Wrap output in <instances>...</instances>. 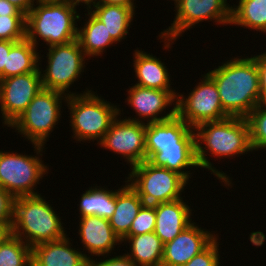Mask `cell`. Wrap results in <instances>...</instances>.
I'll return each mask as SVG.
<instances>
[{"mask_svg": "<svg viewBox=\"0 0 266 266\" xmlns=\"http://www.w3.org/2000/svg\"><path fill=\"white\" fill-rule=\"evenodd\" d=\"M218 88L223 110L230 117L246 118L261 103L255 60L234 58L207 73Z\"/></svg>", "mask_w": 266, "mask_h": 266, "instance_id": "obj_1", "label": "cell"}, {"mask_svg": "<svg viewBox=\"0 0 266 266\" xmlns=\"http://www.w3.org/2000/svg\"><path fill=\"white\" fill-rule=\"evenodd\" d=\"M194 131H197V134L195 133V142L198 166L211 170L214 175L230 186L231 182L227 175L214 169L211 162L207 160L205 156L206 147L213 156H218V158L252 151L250 128L247 119L228 117L221 121L204 122L196 126ZM202 142L206 146L202 147Z\"/></svg>", "mask_w": 266, "mask_h": 266, "instance_id": "obj_2", "label": "cell"}, {"mask_svg": "<svg viewBox=\"0 0 266 266\" xmlns=\"http://www.w3.org/2000/svg\"><path fill=\"white\" fill-rule=\"evenodd\" d=\"M52 208L39 194L15 197L12 235L26 240L31 248L64 238L66 234L61 219Z\"/></svg>", "mask_w": 266, "mask_h": 266, "instance_id": "obj_3", "label": "cell"}, {"mask_svg": "<svg viewBox=\"0 0 266 266\" xmlns=\"http://www.w3.org/2000/svg\"><path fill=\"white\" fill-rule=\"evenodd\" d=\"M37 3L38 6L26 14V38L35 47L37 36L49 47L77 39L75 20L81 17L76 13L75 5L63 0H37Z\"/></svg>", "mask_w": 266, "mask_h": 266, "instance_id": "obj_4", "label": "cell"}, {"mask_svg": "<svg viewBox=\"0 0 266 266\" xmlns=\"http://www.w3.org/2000/svg\"><path fill=\"white\" fill-rule=\"evenodd\" d=\"M71 113V127L78 141L102 140L112 122L120 115V109L95 96L91 91L66 98ZM107 102V103H106Z\"/></svg>", "mask_w": 266, "mask_h": 266, "instance_id": "obj_5", "label": "cell"}, {"mask_svg": "<svg viewBox=\"0 0 266 266\" xmlns=\"http://www.w3.org/2000/svg\"><path fill=\"white\" fill-rule=\"evenodd\" d=\"M68 95L42 88L9 127L16 128L35 145L36 153H40L50 131L60 118V100L62 97L66 99Z\"/></svg>", "mask_w": 266, "mask_h": 266, "instance_id": "obj_6", "label": "cell"}, {"mask_svg": "<svg viewBox=\"0 0 266 266\" xmlns=\"http://www.w3.org/2000/svg\"><path fill=\"white\" fill-rule=\"evenodd\" d=\"M128 181L145 204L156 205L181 199L187 180L179 173L155 166L148 160L132 167ZM136 178V179H135Z\"/></svg>", "mask_w": 266, "mask_h": 266, "instance_id": "obj_7", "label": "cell"}, {"mask_svg": "<svg viewBox=\"0 0 266 266\" xmlns=\"http://www.w3.org/2000/svg\"><path fill=\"white\" fill-rule=\"evenodd\" d=\"M203 77L188 98L178 95L176 101V115L193 129L204 122L230 117L222 108L215 81L208 74Z\"/></svg>", "mask_w": 266, "mask_h": 266, "instance_id": "obj_8", "label": "cell"}, {"mask_svg": "<svg viewBox=\"0 0 266 266\" xmlns=\"http://www.w3.org/2000/svg\"><path fill=\"white\" fill-rule=\"evenodd\" d=\"M48 65L41 74L42 87L66 94L69 86L79 77L84 68V51L78 39L66 44L50 46ZM84 61V62H83Z\"/></svg>", "mask_w": 266, "mask_h": 266, "instance_id": "obj_9", "label": "cell"}, {"mask_svg": "<svg viewBox=\"0 0 266 266\" xmlns=\"http://www.w3.org/2000/svg\"><path fill=\"white\" fill-rule=\"evenodd\" d=\"M45 172L39 157L0 151V187L14 198L37 195L34 186Z\"/></svg>", "mask_w": 266, "mask_h": 266, "instance_id": "obj_10", "label": "cell"}, {"mask_svg": "<svg viewBox=\"0 0 266 266\" xmlns=\"http://www.w3.org/2000/svg\"><path fill=\"white\" fill-rule=\"evenodd\" d=\"M227 0H175L176 18L169 29L161 32L168 42L175 40L186 29L203 20L213 19L220 24L231 23V7ZM228 5V6H227Z\"/></svg>", "mask_w": 266, "mask_h": 266, "instance_id": "obj_11", "label": "cell"}, {"mask_svg": "<svg viewBox=\"0 0 266 266\" xmlns=\"http://www.w3.org/2000/svg\"><path fill=\"white\" fill-rule=\"evenodd\" d=\"M145 139L146 124L141 120L116 118L99 145L123 155L133 167L146 160Z\"/></svg>", "mask_w": 266, "mask_h": 266, "instance_id": "obj_12", "label": "cell"}, {"mask_svg": "<svg viewBox=\"0 0 266 266\" xmlns=\"http://www.w3.org/2000/svg\"><path fill=\"white\" fill-rule=\"evenodd\" d=\"M41 71L0 80V103L4 123L10 126L42 89Z\"/></svg>", "mask_w": 266, "mask_h": 266, "instance_id": "obj_13", "label": "cell"}, {"mask_svg": "<svg viewBox=\"0 0 266 266\" xmlns=\"http://www.w3.org/2000/svg\"><path fill=\"white\" fill-rule=\"evenodd\" d=\"M191 223L164 244L161 266H182L203 251L216 237Z\"/></svg>", "mask_w": 266, "mask_h": 266, "instance_id": "obj_14", "label": "cell"}, {"mask_svg": "<svg viewBox=\"0 0 266 266\" xmlns=\"http://www.w3.org/2000/svg\"><path fill=\"white\" fill-rule=\"evenodd\" d=\"M128 95V104L138 113L139 118L149 120L152 117L147 124L166 121L176 116V104L165 116H156L177 100L178 94L172 90L151 89L135 85L129 89Z\"/></svg>", "mask_w": 266, "mask_h": 266, "instance_id": "obj_15", "label": "cell"}, {"mask_svg": "<svg viewBox=\"0 0 266 266\" xmlns=\"http://www.w3.org/2000/svg\"><path fill=\"white\" fill-rule=\"evenodd\" d=\"M148 161L155 166L175 171L188 181L190 173L181 170L186 167H199L196 160L195 133L191 130L177 146L159 147V152L154 153Z\"/></svg>", "mask_w": 266, "mask_h": 266, "instance_id": "obj_16", "label": "cell"}, {"mask_svg": "<svg viewBox=\"0 0 266 266\" xmlns=\"http://www.w3.org/2000/svg\"><path fill=\"white\" fill-rule=\"evenodd\" d=\"M183 199L154 205L156 212L155 234L163 244L172 241L192 222L191 210Z\"/></svg>", "mask_w": 266, "mask_h": 266, "instance_id": "obj_17", "label": "cell"}, {"mask_svg": "<svg viewBox=\"0 0 266 266\" xmlns=\"http://www.w3.org/2000/svg\"><path fill=\"white\" fill-rule=\"evenodd\" d=\"M69 238L38 244L32 248V266H87L88 257L69 247Z\"/></svg>", "mask_w": 266, "mask_h": 266, "instance_id": "obj_18", "label": "cell"}, {"mask_svg": "<svg viewBox=\"0 0 266 266\" xmlns=\"http://www.w3.org/2000/svg\"><path fill=\"white\" fill-rule=\"evenodd\" d=\"M79 227L82 243L91 255L107 254L117 245L116 243H122L114 233L109 219L98 216L81 217Z\"/></svg>", "mask_w": 266, "mask_h": 266, "instance_id": "obj_19", "label": "cell"}, {"mask_svg": "<svg viewBox=\"0 0 266 266\" xmlns=\"http://www.w3.org/2000/svg\"><path fill=\"white\" fill-rule=\"evenodd\" d=\"M192 129L177 115L166 121L146 123V160L159 152V147L177 146Z\"/></svg>", "mask_w": 266, "mask_h": 266, "instance_id": "obj_20", "label": "cell"}, {"mask_svg": "<svg viewBox=\"0 0 266 266\" xmlns=\"http://www.w3.org/2000/svg\"><path fill=\"white\" fill-rule=\"evenodd\" d=\"M144 204L130 183L116 191V208L109 218V223L120 240L129 233L132 221Z\"/></svg>", "mask_w": 266, "mask_h": 266, "instance_id": "obj_21", "label": "cell"}, {"mask_svg": "<svg viewBox=\"0 0 266 266\" xmlns=\"http://www.w3.org/2000/svg\"><path fill=\"white\" fill-rule=\"evenodd\" d=\"M134 70L138 78L137 86L151 89L172 90L169 74L164 63L153 55L135 50Z\"/></svg>", "mask_w": 266, "mask_h": 266, "instance_id": "obj_22", "label": "cell"}, {"mask_svg": "<svg viewBox=\"0 0 266 266\" xmlns=\"http://www.w3.org/2000/svg\"><path fill=\"white\" fill-rule=\"evenodd\" d=\"M124 240L131 242V254L127 256L138 266H161L164 244L155 232L125 236Z\"/></svg>", "mask_w": 266, "mask_h": 266, "instance_id": "obj_23", "label": "cell"}, {"mask_svg": "<svg viewBox=\"0 0 266 266\" xmlns=\"http://www.w3.org/2000/svg\"><path fill=\"white\" fill-rule=\"evenodd\" d=\"M95 9L89 10L97 19L105 24L108 33L115 42L128 34V28L133 20L134 8L121 5L96 4Z\"/></svg>", "mask_w": 266, "mask_h": 266, "instance_id": "obj_24", "label": "cell"}, {"mask_svg": "<svg viewBox=\"0 0 266 266\" xmlns=\"http://www.w3.org/2000/svg\"><path fill=\"white\" fill-rule=\"evenodd\" d=\"M36 47L27 39L16 42L7 55L4 78L36 72L39 67Z\"/></svg>", "mask_w": 266, "mask_h": 266, "instance_id": "obj_25", "label": "cell"}, {"mask_svg": "<svg viewBox=\"0 0 266 266\" xmlns=\"http://www.w3.org/2000/svg\"><path fill=\"white\" fill-rule=\"evenodd\" d=\"M90 17L82 29L78 28L77 39L85 57L101 55L105 48L110 44L116 43L104 23L97 19L92 13L88 12Z\"/></svg>", "mask_w": 266, "mask_h": 266, "instance_id": "obj_26", "label": "cell"}, {"mask_svg": "<svg viewBox=\"0 0 266 266\" xmlns=\"http://www.w3.org/2000/svg\"><path fill=\"white\" fill-rule=\"evenodd\" d=\"M81 217L98 216L109 219L116 208V191L104 188H89L81 197Z\"/></svg>", "mask_w": 266, "mask_h": 266, "instance_id": "obj_27", "label": "cell"}, {"mask_svg": "<svg viewBox=\"0 0 266 266\" xmlns=\"http://www.w3.org/2000/svg\"><path fill=\"white\" fill-rule=\"evenodd\" d=\"M266 32V0H239L231 8V23Z\"/></svg>", "mask_w": 266, "mask_h": 266, "instance_id": "obj_28", "label": "cell"}, {"mask_svg": "<svg viewBox=\"0 0 266 266\" xmlns=\"http://www.w3.org/2000/svg\"><path fill=\"white\" fill-rule=\"evenodd\" d=\"M0 266H32V248L12 235L0 245Z\"/></svg>", "mask_w": 266, "mask_h": 266, "instance_id": "obj_29", "label": "cell"}, {"mask_svg": "<svg viewBox=\"0 0 266 266\" xmlns=\"http://www.w3.org/2000/svg\"><path fill=\"white\" fill-rule=\"evenodd\" d=\"M246 119L250 128L252 150L266 148V103L258 104Z\"/></svg>", "mask_w": 266, "mask_h": 266, "instance_id": "obj_30", "label": "cell"}, {"mask_svg": "<svg viewBox=\"0 0 266 266\" xmlns=\"http://www.w3.org/2000/svg\"><path fill=\"white\" fill-rule=\"evenodd\" d=\"M26 38V15L0 16V40L21 41Z\"/></svg>", "mask_w": 266, "mask_h": 266, "instance_id": "obj_31", "label": "cell"}, {"mask_svg": "<svg viewBox=\"0 0 266 266\" xmlns=\"http://www.w3.org/2000/svg\"><path fill=\"white\" fill-rule=\"evenodd\" d=\"M156 212L154 205L144 204L132 221L129 233L126 236H137L154 232Z\"/></svg>", "mask_w": 266, "mask_h": 266, "instance_id": "obj_32", "label": "cell"}, {"mask_svg": "<svg viewBox=\"0 0 266 266\" xmlns=\"http://www.w3.org/2000/svg\"><path fill=\"white\" fill-rule=\"evenodd\" d=\"M217 237L199 254L182 266H218L219 254Z\"/></svg>", "mask_w": 266, "mask_h": 266, "instance_id": "obj_33", "label": "cell"}, {"mask_svg": "<svg viewBox=\"0 0 266 266\" xmlns=\"http://www.w3.org/2000/svg\"><path fill=\"white\" fill-rule=\"evenodd\" d=\"M14 197L0 187V223H12Z\"/></svg>", "mask_w": 266, "mask_h": 266, "instance_id": "obj_34", "label": "cell"}, {"mask_svg": "<svg viewBox=\"0 0 266 266\" xmlns=\"http://www.w3.org/2000/svg\"><path fill=\"white\" fill-rule=\"evenodd\" d=\"M252 58L255 60L259 73L261 103H266V52Z\"/></svg>", "mask_w": 266, "mask_h": 266, "instance_id": "obj_35", "label": "cell"}, {"mask_svg": "<svg viewBox=\"0 0 266 266\" xmlns=\"http://www.w3.org/2000/svg\"><path fill=\"white\" fill-rule=\"evenodd\" d=\"M87 266H138L133 260H131L127 254L123 256H116L106 259L101 262H95L91 258L88 260Z\"/></svg>", "mask_w": 266, "mask_h": 266, "instance_id": "obj_36", "label": "cell"}, {"mask_svg": "<svg viewBox=\"0 0 266 266\" xmlns=\"http://www.w3.org/2000/svg\"><path fill=\"white\" fill-rule=\"evenodd\" d=\"M18 41L0 40V80L4 79V66L6 65L7 55L11 47Z\"/></svg>", "mask_w": 266, "mask_h": 266, "instance_id": "obj_37", "label": "cell"}, {"mask_svg": "<svg viewBox=\"0 0 266 266\" xmlns=\"http://www.w3.org/2000/svg\"><path fill=\"white\" fill-rule=\"evenodd\" d=\"M7 15H26L19 8L7 0H0V16Z\"/></svg>", "mask_w": 266, "mask_h": 266, "instance_id": "obj_38", "label": "cell"}, {"mask_svg": "<svg viewBox=\"0 0 266 266\" xmlns=\"http://www.w3.org/2000/svg\"><path fill=\"white\" fill-rule=\"evenodd\" d=\"M17 8H19L24 14H27L34 5V0H7Z\"/></svg>", "mask_w": 266, "mask_h": 266, "instance_id": "obj_39", "label": "cell"}, {"mask_svg": "<svg viewBox=\"0 0 266 266\" xmlns=\"http://www.w3.org/2000/svg\"><path fill=\"white\" fill-rule=\"evenodd\" d=\"M12 223H0V245L12 236Z\"/></svg>", "mask_w": 266, "mask_h": 266, "instance_id": "obj_40", "label": "cell"}, {"mask_svg": "<svg viewBox=\"0 0 266 266\" xmlns=\"http://www.w3.org/2000/svg\"><path fill=\"white\" fill-rule=\"evenodd\" d=\"M96 4L121 5L125 7H134L132 0H99Z\"/></svg>", "mask_w": 266, "mask_h": 266, "instance_id": "obj_41", "label": "cell"}, {"mask_svg": "<svg viewBox=\"0 0 266 266\" xmlns=\"http://www.w3.org/2000/svg\"><path fill=\"white\" fill-rule=\"evenodd\" d=\"M63 1H66L75 6H77V4L79 5V3L82 2V3H85L89 7V9H92L91 8L92 3H93L92 5H96L97 3L96 0L95 1L94 0H63Z\"/></svg>", "mask_w": 266, "mask_h": 266, "instance_id": "obj_42", "label": "cell"}]
</instances>
